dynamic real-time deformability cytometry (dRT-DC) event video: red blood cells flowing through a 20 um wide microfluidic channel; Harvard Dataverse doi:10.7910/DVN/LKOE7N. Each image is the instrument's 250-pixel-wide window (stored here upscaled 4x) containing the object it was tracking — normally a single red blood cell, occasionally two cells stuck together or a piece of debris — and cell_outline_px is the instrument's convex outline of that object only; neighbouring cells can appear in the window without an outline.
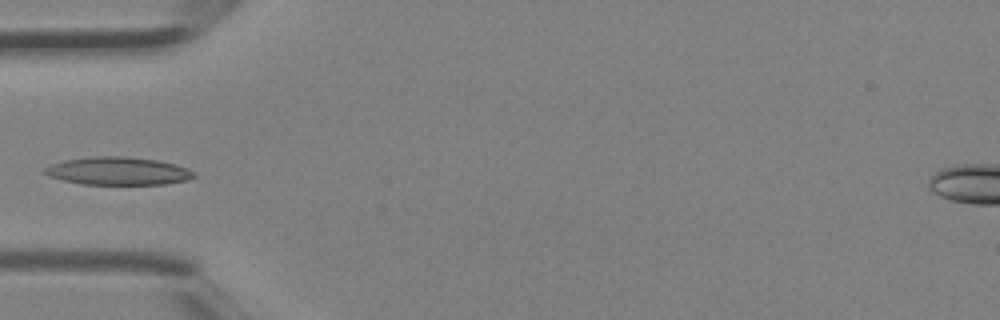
{"species": "Egyptian fruit bat (a non-hibernating species)", "species_latin": "Rousettus aegyptiacus", "temperature_condition": "room temperature", "stored_images_in_passage": 3, "camera_frame_rate_fps": 3000, "um_per_image_px": 0.085, "animal": {"sex": "female"}, "frame": {"image": 1, "passage_image": 3, "time_ms": 0.667, "image_size_px": [1000, 320], "cell_outline_px": [[196, 176], [188, 180], [164, 184], [80, 184], [48, 176], [40, 172], [44, 168], [52, 164], [64, 160], [92, 156], [124, 156], [156, 160], [188, 168], [196, 172]], "centroid_in_image_um": [10.01, 14.53], "position_along_channel_um": 75.0, "area_um2": 24.33}}